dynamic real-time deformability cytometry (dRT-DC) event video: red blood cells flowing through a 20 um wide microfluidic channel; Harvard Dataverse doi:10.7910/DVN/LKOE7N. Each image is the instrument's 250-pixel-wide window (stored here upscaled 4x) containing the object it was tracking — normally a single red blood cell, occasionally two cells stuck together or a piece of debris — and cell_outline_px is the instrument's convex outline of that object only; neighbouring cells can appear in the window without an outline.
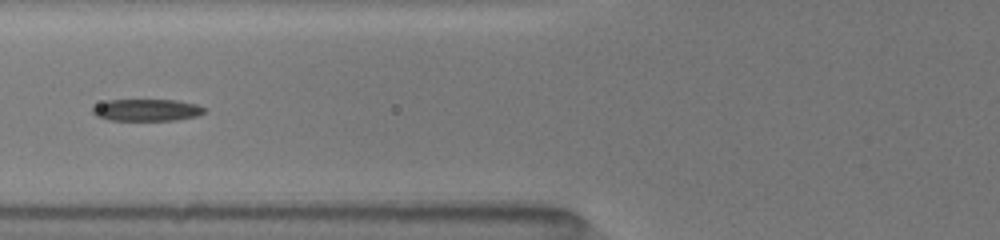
{"species": "common noctule bat (a hibernating species)", "species_latin": "Nyctalus noctula", "temperature_condition": "room temperature", "stored_images_in_passage": 34, "camera_frame_rate_fps": 3000, "um_per_image_px": 0.085, "animal": {"sex": "female", "body_mass_g": 19.5, "forearm_length_mm": 54.1}, "frame": {"image": 1, "passage_image": 7, "time_ms": 3.333, "image_size_px": [1000, 240], "cell_outline_px": [[208, 108], [204, 112], [196, 116], [176, 120], [108, 120], [96, 116], [92, 112], [92, 108], [108, 100], [176, 100], [196, 104]], "centroid_in_image_um": [12.5, 9.35], "position_along_channel_um": 113.3, "area_um2": 14.22}}
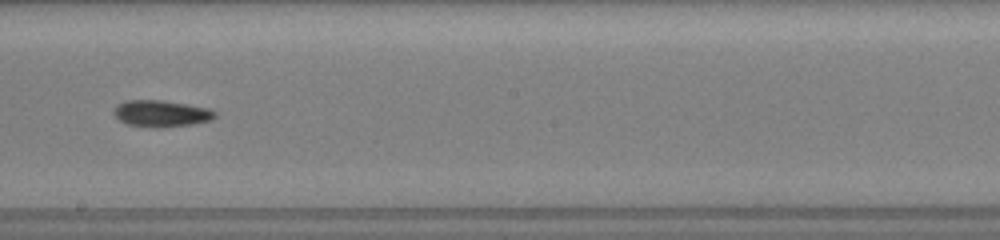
{"frame": {"image": 2, "passage_image": 15, "time_ms": 6.333, "image_size_px": [1000, 240], "cell_outline_px": [[216, 116], [212, 120], [192, 124], [160, 128], [156, 128], [128, 124], [120, 120], [112, 112], [112, 108], [116, 104], [124, 100], [160, 100], [208, 108], [216, 112]], "centroid_in_image_um": [13.67, 9.65], "position_along_channel_um": 234.5, "area_um2": 15.72}}
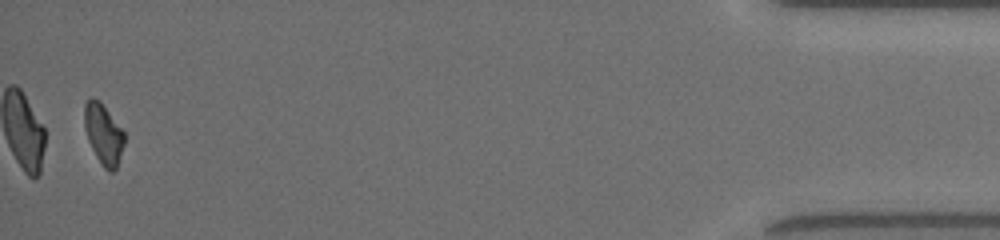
{"frame": {"image": 3, "passage_image": 33, "time_ms": 13.0, "image_size_px": [1000, 240], "cell_outline_px": [[124, 144], [116, 168], [112, 172], [108, 172], [104, 168], [96, 156], [88, 140], [84, 128], [84, 104], [92, 96], [100, 100], [124, 132]], "centroid_in_image_um": [8.78, 11.37], "position_along_channel_um": 426.4, "area_um2": 14.05}, "authors_computed_cell_mechanics": {"area_um2": 14.9702, "velocity_mm_per_s": 4.035, "shape_relaxation_time_tau1_ms": 4.8031, "shape_relaxation_time_tau2_ms": 4.7324, "deformation_change_tau1": 0.1452, "deformation_change_tau2": 0.1242}}